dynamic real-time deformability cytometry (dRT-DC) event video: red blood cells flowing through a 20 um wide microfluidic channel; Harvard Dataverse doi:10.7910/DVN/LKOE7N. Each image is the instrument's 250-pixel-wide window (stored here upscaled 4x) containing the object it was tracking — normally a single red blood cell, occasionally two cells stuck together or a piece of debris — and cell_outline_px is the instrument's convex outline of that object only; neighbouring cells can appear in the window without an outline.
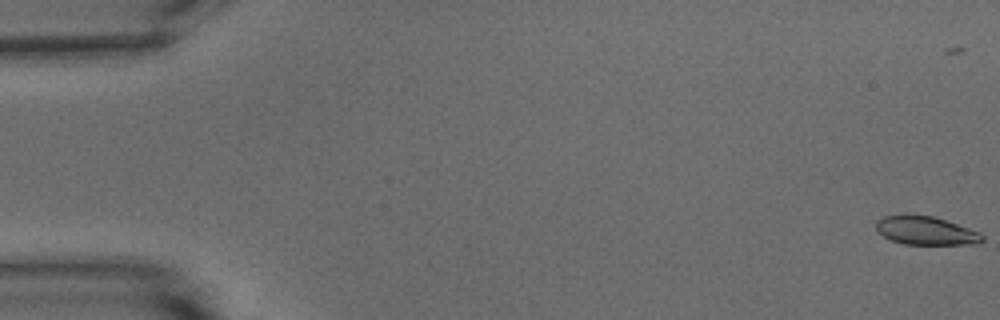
{"species": "common noctule bat (a hibernating species)", "species_latin": "Nyctalus noctula", "temperature_condition": "warm", "stored_images_in_passage": 55, "camera_frame_rate_fps": 3000, "um_per_image_px": 0.085, "animal": {"sex": "male", "body_mass_g": 15.6}, "frame": {"image": 1, "passage_image": 1, "time_ms": 0.0, "image_size_px": [1000, 320], "cell_outline_px": [[984, 240], [976, 244], [904, 244], [892, 240], [884, 236], [876, 228], [876, 220], [884, 216], [904, 212], [912, 212], [932, 216], [980, 232], [984, 236]], "centroid_in_image_um": [78.65, 19.56], "position_along_channel_um": 6.3, "area_um2": 17.92}}
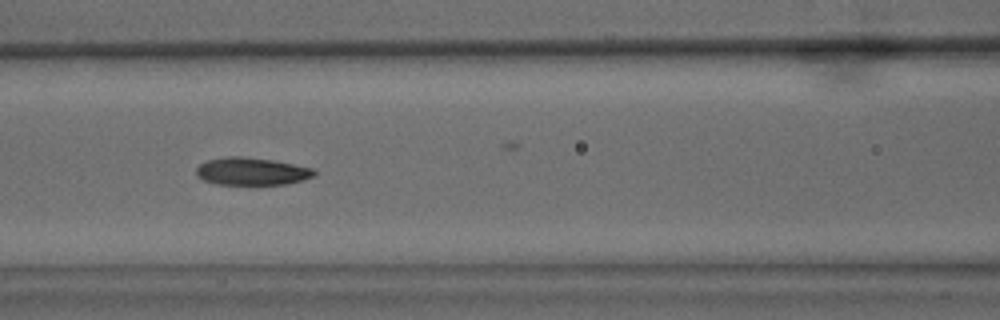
{"frame": {"image": 2, "passage_image": 24, "time_ms": 7.667, "image_size_px": [1000, 320], "cell_outline_px": [[316, 176], [304, 180], [288, 184], [220, 184], [204, 180], [196, 172], [196, 168], [200, 164], [208, 160], [228, 156], [240, 156], [272, 160], [312, 168], [316, 172]], "centroid_in_image_um": [21.44, 14.56], "position_along_channel_um": 145.2, "area_um2": 18.73}}
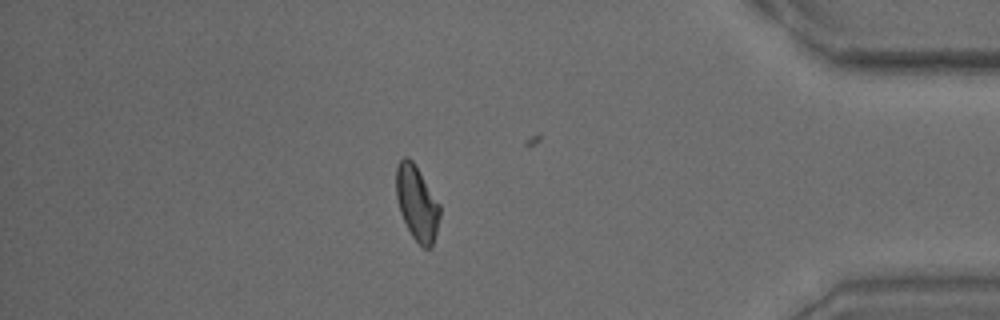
{"frame": {"image": 3, "passage_image": 47, "time_ms": 15.333, "image_size_px": [1000, 320], "cell_outline_px": [[440, 216], [432, 248], [424, 248], [412, 236], [400, 212], [396, 196], [396, 168], [400, 160], [404, 156], [408, 156], [412, 160], [440, 204]], "centroid_in_image_um": [35.44, 17.25], "position_along_channel_um": 399.8, "area_um2": 18.84}, "authors_computed_cell_mechanics": {"area_um2": 18.9584, "velocity_mm_per_s": 3.8022, "shape_relaxation_time_tau1_ms": 5.6896, "shape_relaxation_time_tau2_ms": 3.9649, "deformation_change_tau1": 0.1586, "deformation_change_tau2": 0.1096}}